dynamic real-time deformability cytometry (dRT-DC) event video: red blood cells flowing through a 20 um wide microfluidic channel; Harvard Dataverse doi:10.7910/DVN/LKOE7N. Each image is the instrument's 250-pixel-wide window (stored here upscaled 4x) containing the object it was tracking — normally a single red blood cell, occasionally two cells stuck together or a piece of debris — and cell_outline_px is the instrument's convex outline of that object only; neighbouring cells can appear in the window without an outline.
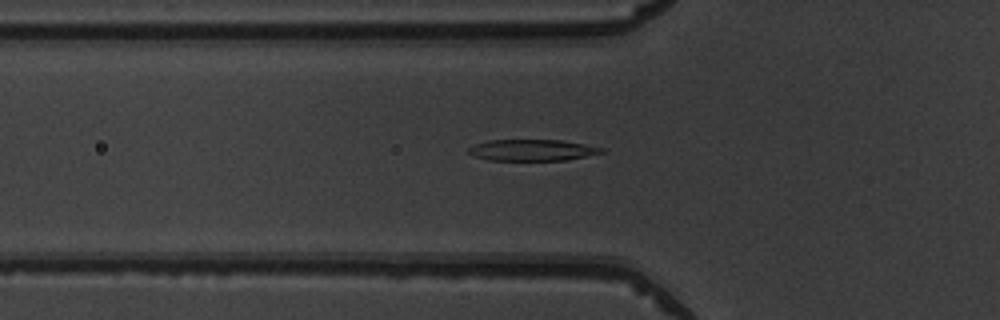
{"species": "common noctule bat (a hibernating species)", "species_latin": "Nyctalus noctula", "temperature_condition": "warm", "stored_images_in_passage": 49, "camera_frame_rate_fps": 3000, "um_per_image_px": 0.085, "animal": {"sex": "male", "body_mass_g": 19.5, "forearm_length_mm": 54.6}, "frame": {"image": 1, "passage_image": 16, "time_ms": 5.0, "image_size_px": [1000, 320], "cell_outline_px": [[604, 152], [568, 160], [488, 160], [476, 156], [468, 152], [468, 148], [476, 144], [488, 140], [560, 140], [584, 144], [604, 148]], "centroid_in_image_um": [45.25, 12.76], "position_along_channel_um": 80.5, "area_um2": 16.36}}
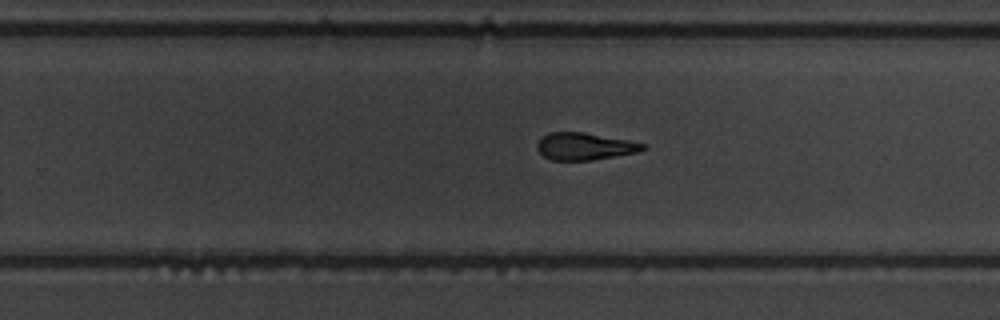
{"frame": {"image": 2, "passage_image": 31, "time_ms": 10.0, "image_size_px": [1000, 320], "cell_outline_px": [[648, 148], [636, 152], [592, 160], [552, 160], [544, 156], [536, 148], [536, 144], [540, 136], [548, 132], [584, 132], [628, 140], [648, 144]], "centroid_in_image_um": [49.68, 12.42], "position_along_channel_um": 280.1, "area_um2": 16.88}}
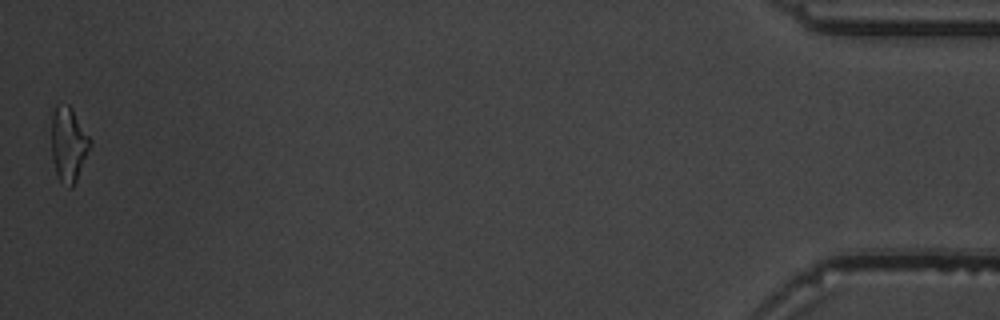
{"frame": {"image": 3, "passage_image": 49, "time_ms": 16.0, "image_size_px": [1000, 320], "cell_outline_px": [[92, 144], [76, 180], [72, 188], [68, 188], [56, 176], [52, 160], [52, 112], [56, 104], [68, 104], [72, 108], [92, 140]], "centroid_in_image_um": [5.82, 12.26], "position_along_channel_um": 429.4, "area_um2": 16.99}, "authors_computed_cell_mechanics": {"area_um2": 17.2244, "velocity_mm_per_s": 3.9972, "shape_relaxation_time_tau1_ms": 3.2824, "shape_relaxation_time_tau2_ms": 2.4787, "deformation_change_tau1": 0.1654, "deformation_change_tau2": 0.1278}}